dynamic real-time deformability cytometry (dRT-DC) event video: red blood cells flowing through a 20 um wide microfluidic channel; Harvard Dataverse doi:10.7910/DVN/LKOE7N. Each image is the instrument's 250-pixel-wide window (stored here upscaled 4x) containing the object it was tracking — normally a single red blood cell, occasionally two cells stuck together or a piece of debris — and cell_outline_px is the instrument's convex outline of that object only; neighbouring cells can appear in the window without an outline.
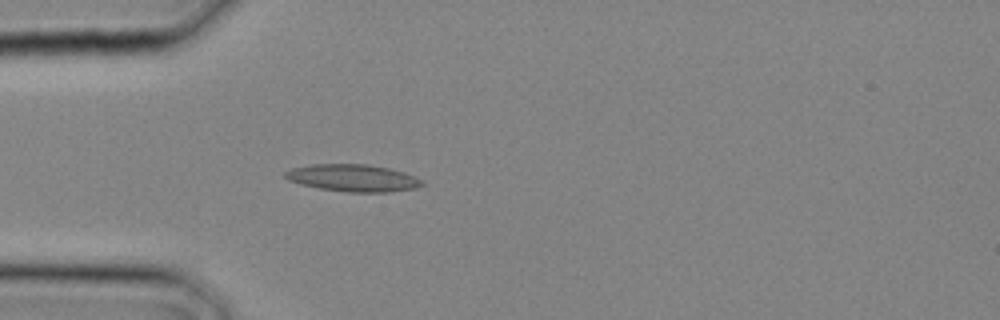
{"species": "common noctule bat (a hibernating species)", "species_latin": "Nyctalus noctula", "temperature_condition": "cold", "stored_images_in_passage": 11, "camera_frame_rate_fps": 3000, "um_per_image_px": 0.085, "animal": {"sex": "male", "body_mass_g": 20.4}, "frame": {"image": 1, "passage_image": 7, "time_ms": 2.0, "image_size_px": [1000, 320], "cell_outline_px": [[424, 184], [416, 188], [388, 192], [348, 192], [320, 188], [300, 184], [288, 180], [284, 176], [284, 172], [292, 168], [312, 164], [364, 164], [388, 168], [404, 172], [416, 176], [424, 180]], "centroid_in_image_um": [30.02, 15.13], "position_along_channel_um": 55.0, "area_um2": 21.68}}
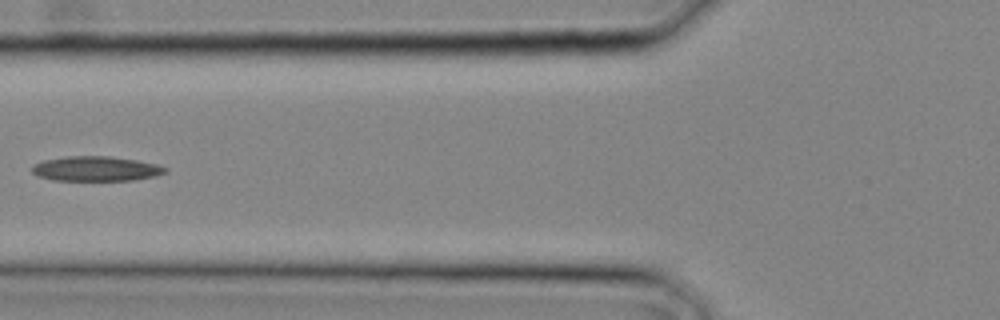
{"frame": {"image": 2, "passage_image": 10, "time_ms": 3.0, "image_size_px": [1000, 320], "cell_outline_px": [[168, 172], [156, 176], [132, 180], [52, 180], [36, 176], [32, 172], [32, 164], [44, 160], [64, 156], [108, 156], [136, 160], [156, 164], [168, 168]], "centroid_in_image_um": [8.14, 14.34], "position_along_channel_um": 117.7, "area_um2": 19.36}}